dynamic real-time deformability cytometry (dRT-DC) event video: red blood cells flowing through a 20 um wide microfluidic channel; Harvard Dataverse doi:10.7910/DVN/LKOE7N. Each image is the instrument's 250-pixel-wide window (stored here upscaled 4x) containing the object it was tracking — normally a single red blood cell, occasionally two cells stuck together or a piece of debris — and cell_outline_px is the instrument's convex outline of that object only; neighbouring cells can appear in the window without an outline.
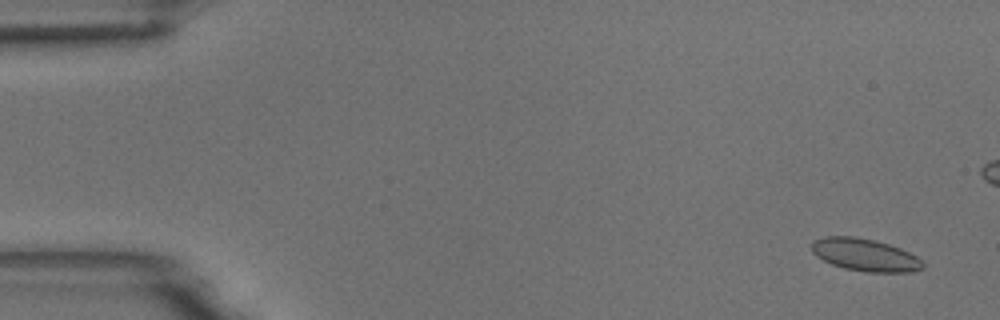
{"species": "common noctule bat (a hibernating species)", "species_latin": "Nyctalus noctula", "temperature_condition": "room temperature", "stored_images_in_passage": 17, "camera_frame_rate_fps": 3000, "um_per_image_px": 0.085, "animal": {"sex": "male", "body_mass_g": 18.8}, "frame": {"image": 1, "passage_image": 3, "time_ms": 0.667, "image_size_px": [1000, 320], "cell_outline_px": [[924, 268], [912, 272], [864, 272], [844, 268], [832, 264], [816, 256], [812, 252], [812, 240], [824, 236], [856, 236], [888, 244], [900, 248], [916, 256], [924, 264]], "centroid_in_image_um": [73.51, 21.66], "position_along_channel_um": 11.5, "area_um2": 21.04}}